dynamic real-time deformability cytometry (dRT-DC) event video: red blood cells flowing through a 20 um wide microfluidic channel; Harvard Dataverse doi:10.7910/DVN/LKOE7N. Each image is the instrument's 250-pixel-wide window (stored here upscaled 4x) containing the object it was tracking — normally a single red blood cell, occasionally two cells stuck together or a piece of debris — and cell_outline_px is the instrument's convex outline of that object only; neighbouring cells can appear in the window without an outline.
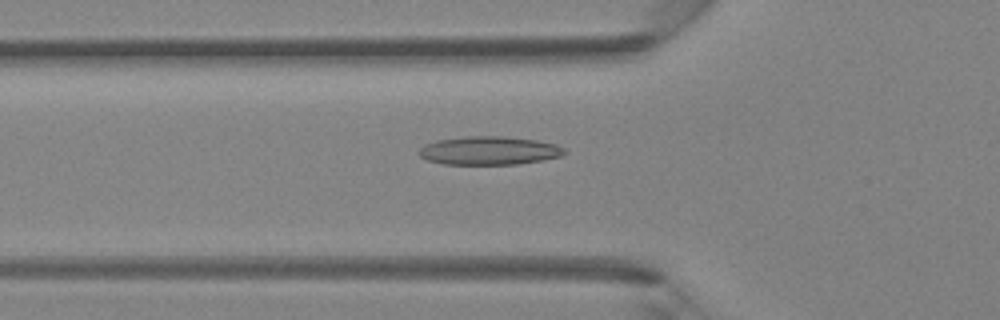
{"species": "Egyptian fruit bat (a non-hibernating species)", "species_latin": "Rousettus aegyptiacus", "temperature_condition": "room temperature", "stored_images_in_passage": 46, "camera_frame_rate_fps": 3000, "um_per_image_px": 0.085, "animal": {"sex": "female"}, "frame": {"image": 1, "passage_image": 16, "time_ms": 5.0, "image_size_px": [1000, 320], "cell_outline_px": [[568, 152], [560, 156], [544, 160], [516, 164], [444, 164], [428, 160], [420, 156], [416, 152], [424, 144], [436, 140], [464, 136], [504, 136], [536, 140], [556, 144], [564, 148]], "centroid_in_image_um": [41.56, 12.79], "position_along_channel_um": 84.2, "area_um2": 24.28}}
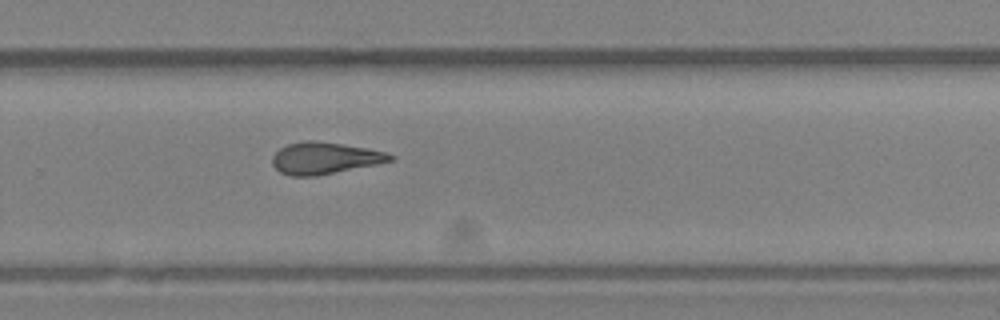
{"frame": {"image": 2, "passage_image": 31, "time_ms": 10.0, "image_size_px": [1000, 320], "cell_outline_px": [[396, 156], [392, 160], [376, 164], [316, 176], [292, 176], [280, 172], [272, 164], [272, 156], [280, 148], [288, 144], [304, 140], [316, 140], [344, 144], [368, 148], [384, 152]], "centroid_in_image_um": [27.58, 13.43], "position_along_channel_um": 302.2, "area_um2": 21.79}}
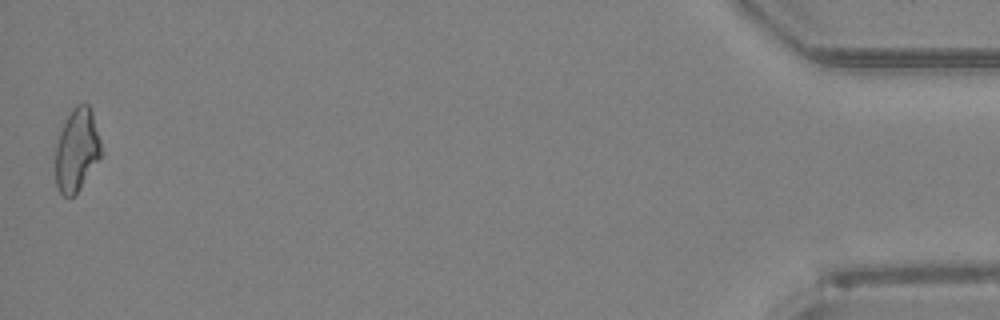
{"frame": {"image": 3, "passage_image": 46, "time_ms": 15.0, "image_size_px": [1000, 320], "cell_outline_px": [[100, 156], [80, 188], [72, 196], [64, 196], [60, 192], [56, 184], [56, 144], [64, 120], [72, 108], [76, 104], [88, 104], [92, 112], [100, 140]], "centroid_in_image_um": [6.5, 12.71], "position_along_channel_um": 428.7, "area_um2": 21.62}, "authors_computed_cell_mechanics": {"area_um2": 22.253, "velocity_mm_per_s": 4.3635, "shape_relaxation_time_tau1_ms": 5.2487, "shape_relaxation_time_tau2_ms": 2.6819, "deformation_change_tau1": 0.1714, "deformation_change_tau2": 0.1234}}